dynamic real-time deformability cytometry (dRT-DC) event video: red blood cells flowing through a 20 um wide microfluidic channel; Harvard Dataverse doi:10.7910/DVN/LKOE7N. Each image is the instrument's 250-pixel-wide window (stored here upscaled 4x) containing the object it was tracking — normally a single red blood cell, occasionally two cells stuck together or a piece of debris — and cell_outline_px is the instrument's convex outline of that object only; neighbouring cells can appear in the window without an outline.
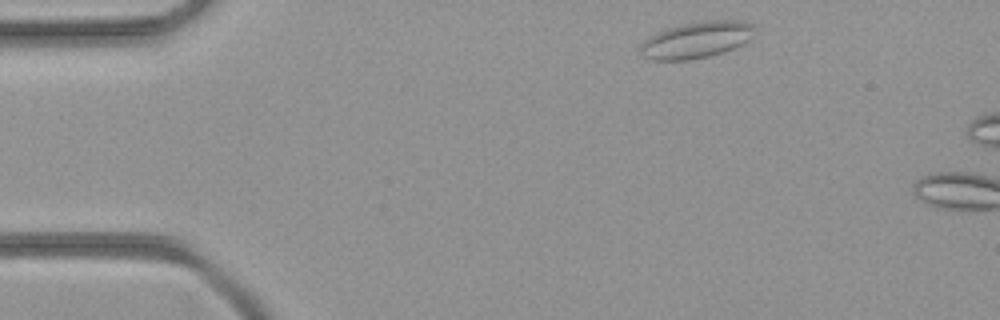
{"species": "common noctule bat (a hibernating species)", "species_latin": "Nyctalus noctula", "temperature_condition": "room temperature", "stored_images_in_passage": 4, "camera_frame_rate_fps": 3000, "um_per_image_px": 0.085, "animal": {"sex": "female", "body_mass_g": 21.9}, "frame": {"image": 1, "passage_image": 2, "time_ms": 0.333, "image_size_px": [1000, 320], "cell_outline_px": [[756, 28], [752, 36], [748, 40], [732, 48], [708, 56], [688, 60], [652, 60], [644, 56], [640, 52], [640, 48], [644, 40], [648, 36], [656, 32], [680, 24], [704, 20], [740, 20], [752, 24]], "centroid_in_image_um": [59.18, 3.37], "position_along_channel_um": 25.8, "area_um2": 24.16}}